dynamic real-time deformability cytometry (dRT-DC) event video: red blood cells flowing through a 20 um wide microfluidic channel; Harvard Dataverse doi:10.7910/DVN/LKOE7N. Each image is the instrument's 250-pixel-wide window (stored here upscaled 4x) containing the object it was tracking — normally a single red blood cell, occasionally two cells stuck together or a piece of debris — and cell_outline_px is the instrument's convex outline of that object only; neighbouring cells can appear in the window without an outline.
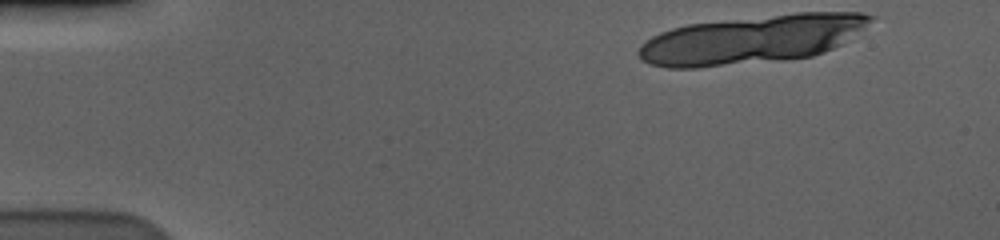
{"species": "human", "species_latin": "Homo sapiens", "temperature_condition": "cold", "stored_images_in_passage": 18, "camera_frame_rate_fps": 3000, "um_per_image_px": 0.085, "donor": {"sex": "male"}, "frame": {"image": 1, "passage_image": 1, "time_ms": 0.0, "image_size_px": [1000, 240], "cell_outline_px": [[876, 16], [864, 28], [840, 44], [824, 52], [812, 56], [784, 60], [700, 68], [668, 68], [648, 64], [640, 60], [636, 52], [640, 44], [652, 36], [660, 32], [672, 28], [688, 24], [796, 12], [860, 12]], "centroid_in_image_um": [63.85, 3.35], "position_along_channel_um": 21.2, "area_um2": 65.78}}
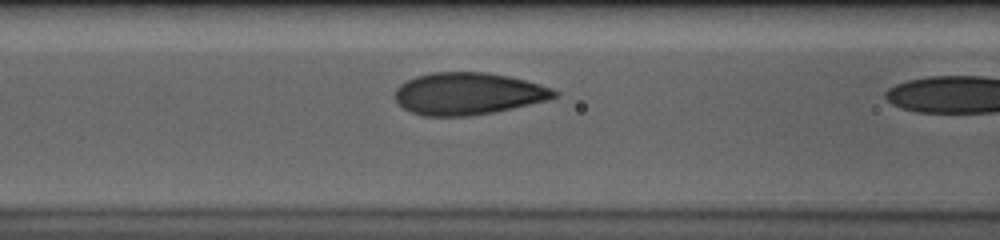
{"frame": {"image": 2, "passage_image": 17, "time_ms": 5.333, "image_size_px": [1000, 240], "cell_outline_px": [[560, 92], [556, 96], [548, 100], [512, 108], [492, 112], [468, 116], [424, 116], [412, 112], [404, 108], [396, 100], [396, 88], [400, 84], [416, 76], [432, 72], [484, 72], [508, 76], [524, 80], [552, 88]], "centroid_in_image_um": [39.79, 7.96], "position_along_channel_um": 126.8, "area_um2": 38.84}}